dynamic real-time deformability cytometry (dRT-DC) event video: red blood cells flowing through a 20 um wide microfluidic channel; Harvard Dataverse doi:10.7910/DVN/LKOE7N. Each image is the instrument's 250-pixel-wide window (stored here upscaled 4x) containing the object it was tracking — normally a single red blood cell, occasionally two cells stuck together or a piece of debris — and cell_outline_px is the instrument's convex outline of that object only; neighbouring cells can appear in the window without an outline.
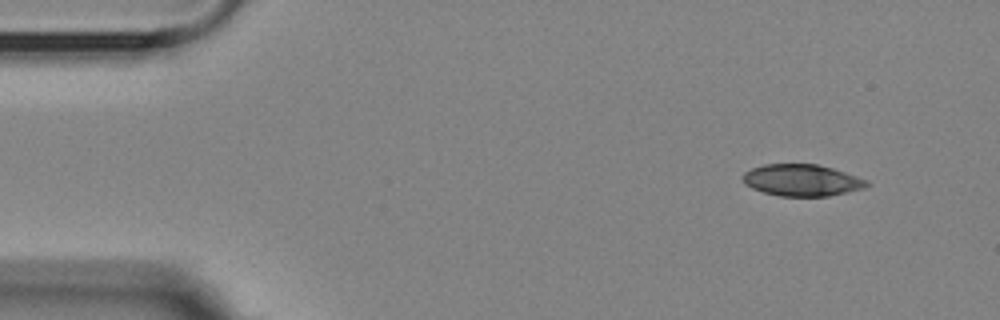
{"species": "Egyptian fruit bat (a non-hibernating species)", "species_latin": "Rousettus aegyptiacus", "temperature_condition": "room temperature", "stored_images_in_passage": 3, "camera_frame_rate_fps": 3000, "um_per_image_px": 0.085, "animal": {"sex": "female"}, "frame": {"image": 1, "passage_image": 1, "time_ms": 0.0, "image_size_px": [1000, 320], "cell_outline_px": [[872, 184], [864, 188], [828, 196], [780, 196], [764, 192], [752, 188], [744, 184], [740, 176], [744, 172], [752, 168], [764, 164], [816, 164], [832, 168], [868, 180]], "centroid_in_image_um": [68.14, 15.31], "position_along_channel_um": 16.9, "area_um2": 22.95}}
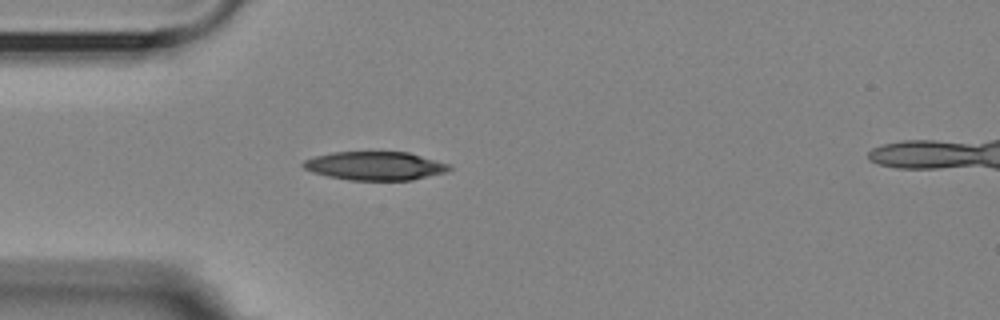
{"frame": {"image": 2, "passage_image": 3, "time_ms": 3.333, "image_size_px": [1000, 320], "cell_outline_px": [[452, 168], [444, 172], [412, 180], [348, 180], [328, 176], [312, 172], [304, 168], [300, 164], [304, 160], [316, 156], [332, 152], [408, 152], [452, 164]], "centroid_in_image_um": [31.88, 14.09], "position_along_channel_um": 53.1, "area_um2": 24.33}}